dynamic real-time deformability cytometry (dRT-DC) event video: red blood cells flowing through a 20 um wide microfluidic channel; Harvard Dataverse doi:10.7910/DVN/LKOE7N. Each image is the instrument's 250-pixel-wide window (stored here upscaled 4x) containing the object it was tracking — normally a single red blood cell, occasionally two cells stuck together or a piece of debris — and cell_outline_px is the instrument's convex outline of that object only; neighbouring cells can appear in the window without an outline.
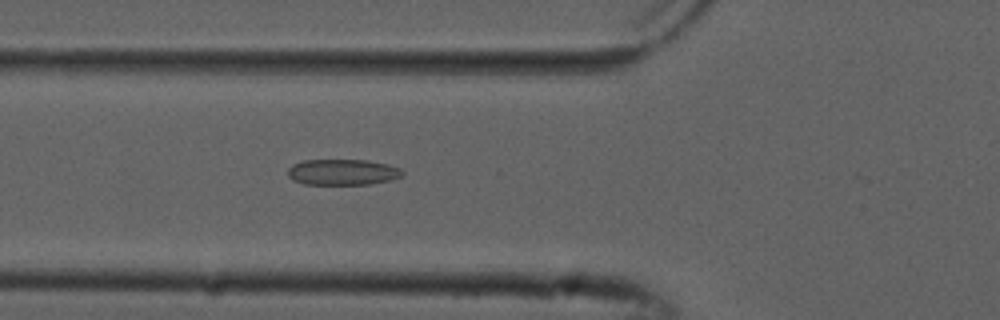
{"species": "common noctule bat (a hibernating species)", "species_latin": "Nyctalus noctula", "temperature_condition": "cold", "stored_images_in_passage": 48, "camera_frame_rate_fps": 3000, "um_per_image_px": 0.085, "animal": {"sex": "male", "forearm_length_mm": 52.5}, "frame": {"image": 1, "passage_image": 14, "time_ms": 4.333, "image_size_px": [1000, 320], "cell_outline_px": [[404, 172], [400, 176], [392, 180], [368, 184], [304, 184], [292, 180], [288, 176], [288, 168], [292, 164], [304, 160], [368, 160], [388, 164], [400, 168]], "centroid_in_image_um": [29.11, 14.62], "position_along_channel_um": 96.7, "area_um2": 17.34}}
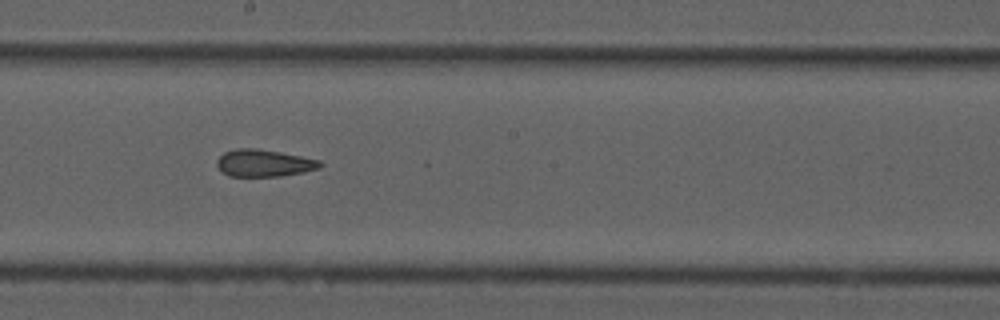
{"frame": {"image": 2, "passage_image": 24, "time_ms": 7.667, "image_size_px": [1000, 320], "cell_outline_px": [[324, 164], [320, 168], [304, 172], [280, 176], [228, 176], [220, 172], [216, 164], [216, 160], [224, 152], [236, 148], [256, 148], [280, 152], [320, 160]], "centroid_in_image_um": [22.41, 13.86], "position_along_channel_um": 225.8, "area_um2": 16.47}}
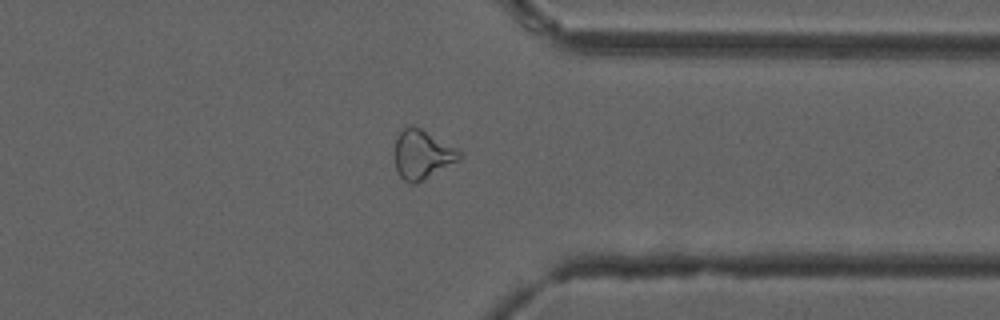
{"frame": {"image": 3, "passage_image": 36, "time_ms": 11.667, "image_size_px": [1000, 320], "cell_outline_px": [[460, 156], [456, 160], [416, 184], [412, 184], [404, 180], [400, 176], [396, 168], [396, 136], [404, 128], [412, 124], [420, 128], [456, 148], [460, 152]], "centroid_in_image_um": [35.84, 13.12], "position_along_channel_um": 375.6, "area_um2": 17.8}, "authors_computed_cell_mechanics": {"area_um2": 18.2359, "velocity_mm_per_s": 3.8636, "shape_relaxation_time_tau1_ms": null, "shape_relaxation_time_tau2_ms": 2.452, "deformation_change_tau1": null, "deformation_change_tau2": 0.1013}}